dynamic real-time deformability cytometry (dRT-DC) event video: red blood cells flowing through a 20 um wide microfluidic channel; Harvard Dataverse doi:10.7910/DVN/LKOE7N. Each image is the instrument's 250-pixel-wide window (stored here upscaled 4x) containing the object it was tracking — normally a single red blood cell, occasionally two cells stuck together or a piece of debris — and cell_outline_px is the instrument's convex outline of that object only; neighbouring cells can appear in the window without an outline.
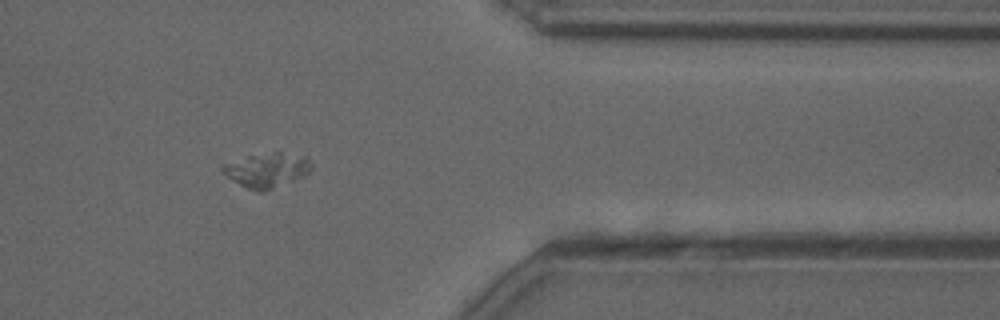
{"species": "common noctule bat (a hibernating species)", "species_latin": "Nyctalus noctula", "temperature_condition": "cold", "stored_images_in_passage": 41, "segment_of_instrument_passage": [1, 2], "camera_frame_rate_fps": 3000, "um_per_image_px": 0.085, "animal": {"sex": "female"}, "frame": {"image": 1, "passage_image": 31, "time_ms": 10.0, "image_size_px": [1000, 320], "cell_outline_px": [[312, 168], [308, 176], [264, 192], [260, 192], [248, 188], [240, 184], [220, 172], [220, 168], [224, 164], [248, 156], [276, 152], [280, 152], [304, 156], [312, 164]], "centroid_in_image_um": [22.74, 14.48], "position_along_channel_um": 388.7, "area_um2": 17.92}}